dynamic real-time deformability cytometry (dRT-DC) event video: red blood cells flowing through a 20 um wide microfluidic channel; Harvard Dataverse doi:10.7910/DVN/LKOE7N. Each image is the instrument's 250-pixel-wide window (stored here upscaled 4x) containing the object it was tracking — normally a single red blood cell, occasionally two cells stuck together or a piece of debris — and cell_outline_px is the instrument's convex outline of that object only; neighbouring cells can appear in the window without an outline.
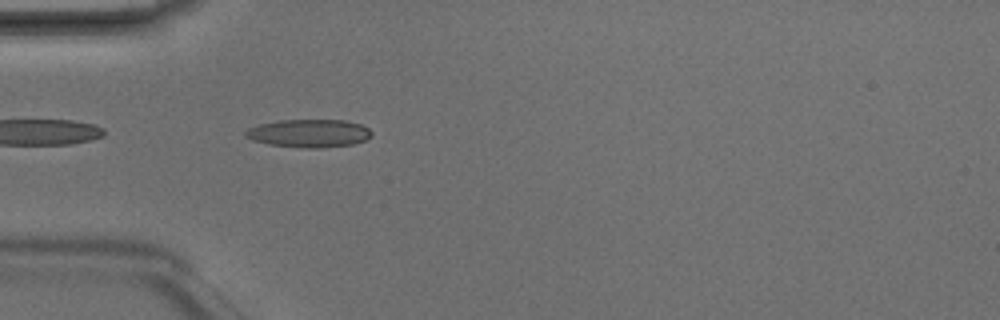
{"species": "Egyptian fruit bat (a non-hibernating species)", "species_latin": "Rousettus aegyptiacus", "temperature_condition": "room temperature", "stored_images_in_passage": 4, "camera_frame_rate_fps": 3000, "um_per_image_px": 0.085, "animal": {"sex": "male"}, "frame": {"image": 1, "passage_image": 4, "time_ms": 1.0, "image_size_px": [1000, 320], "cell_outline_px": [[372, 136], [364, 140], [352, 144], [320, 148], [304, 148], [268, 144], [252, 140], [244, 136], [244, 132], [248, 128], [260, 124], [280, 120], [344, 120], [360, 124], [368, 128], [372, 132]], "centroid_in_image_um": [26.25, 11.33], "position_along_channel_um": 58.8, "area_um2": 20.58}}